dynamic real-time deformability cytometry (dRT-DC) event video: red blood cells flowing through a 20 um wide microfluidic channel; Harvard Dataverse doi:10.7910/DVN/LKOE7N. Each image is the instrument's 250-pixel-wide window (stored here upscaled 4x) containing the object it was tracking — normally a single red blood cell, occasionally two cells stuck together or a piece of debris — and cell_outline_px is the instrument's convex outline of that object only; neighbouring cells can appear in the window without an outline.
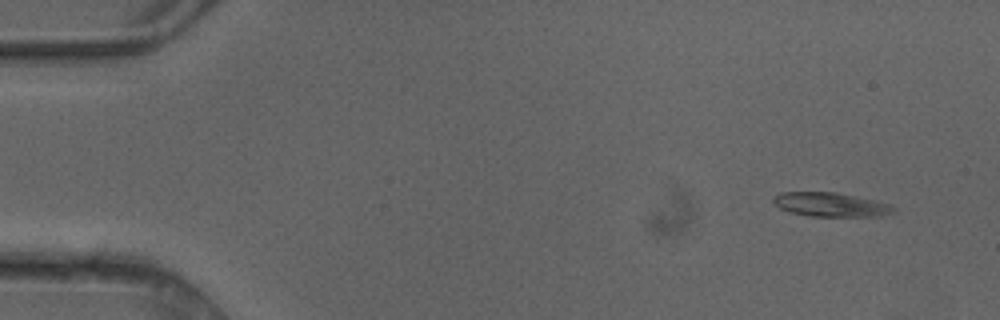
{"species": "common noctule bat (a hibernating species)", "species_latin": "Nyctalus noctula", "temperature_condition": "cold", "stored_images_in_passage": 4, "camera_frame_rate_fps": 3000, "um_per_image_px": 0.085, "animal": {"sex": "female"}, "frame": {"image": 1, "passage_image": 1, "time_ms": 0.0, "image_size_px": [1000, 320], "cell_outline_px": [[896, 212], [880, 216], [812, 216], [788, 212], [780, 208], [772, 200], [772, 196], [780, 192], [836, 192], [872, 200], [888, 204], [896, 208]], "centroid_in_image_um": [70.57, 17.39], "position_along_channel_um": 14.4, "area_um2": 16.76}}
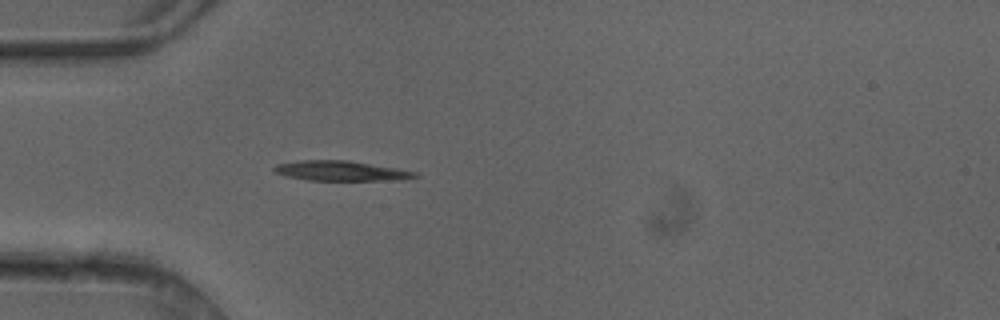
{"frame": {"image": 2, "passage_image": 4, "time_ms": 1.0, "image_size_px": [1000, 320], "cell_outline_px": [[420, 176], [400, 180], [308, 180], [284, 176], [272, 172], [272, 168], [276, 164], [300, 160], [348, 160], [420, 172]], "centroid_in_image_um": [28.96, 14.52], "position_along_channel_um": 56.0, "area_um2": 16.59}}